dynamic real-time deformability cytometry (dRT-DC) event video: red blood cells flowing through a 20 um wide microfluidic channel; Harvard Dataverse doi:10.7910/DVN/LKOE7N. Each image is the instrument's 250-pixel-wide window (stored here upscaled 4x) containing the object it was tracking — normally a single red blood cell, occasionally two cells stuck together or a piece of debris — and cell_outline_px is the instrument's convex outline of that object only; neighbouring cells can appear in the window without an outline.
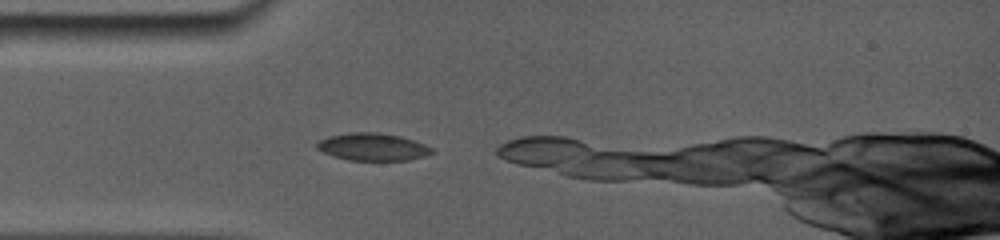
{"species": "common noctule bat (a hibernating species)", "species_latin": "Nyctalus noctula", "temperature_condition": "room temperature", "stored_images_in_passage": 12, "camera_frame_rate_fps": 5000, "um_per_image_px": 0.085, "animal": {"sex": "female", "body_mass_g": 19.0, "forearm_length_mm": 56.7}, "frame": {"image": 1, "passage_image": 7, "time_ms": 0.6, "image_size_px": [1000, 240], "cell_outline_px": [[432, 152], [408, 160], [348, 160], [332, 156], [316, 148], [316, 144], [320, 140], [332, 136], [360, 132], [396, 136], [412, 140], [432, 148]], "centroid_in_image_um": [31.62, 12.51], "position_along_channel_um": 53.4, "area_um2": 17.46}}